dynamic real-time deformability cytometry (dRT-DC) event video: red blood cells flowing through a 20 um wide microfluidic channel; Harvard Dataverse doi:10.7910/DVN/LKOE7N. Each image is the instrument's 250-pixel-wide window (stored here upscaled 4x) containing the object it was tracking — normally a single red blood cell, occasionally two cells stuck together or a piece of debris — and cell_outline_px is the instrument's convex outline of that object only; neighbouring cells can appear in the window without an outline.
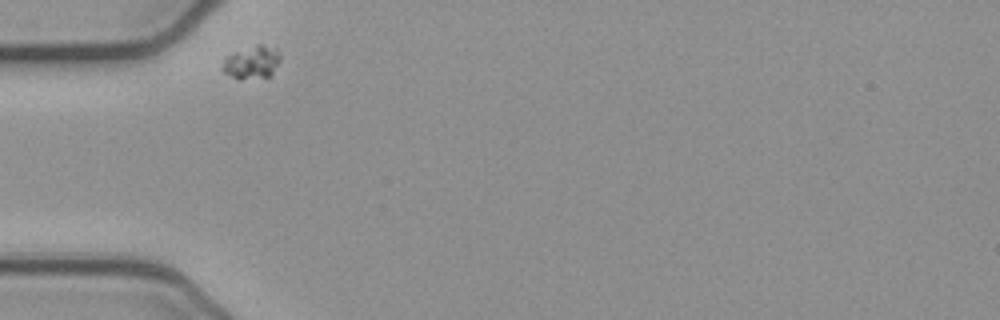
{"species": "common noctule bat (a hibernating species)", "species_latin": "Nyctalus noctula", "temperature_condition": "cold", "stored_images_in_passage": 31, "camera_frame_rate_fps": 3000, "um_per_image_px": 0.085, "animal": {"sex": "female", "body_mass_g": 21.9}, "frame": {"image": 1, "passage_image": 1, "time_ms": 0.0, "image_size_px": [1000, 320], "cell_outline_px": [[280, 60], [272, 72], [268, 76], [240, 80], [224, 72], [220, 68], [224, 56], [256, 44], [260, 44], [276, 48], [280, 56]], "centroid_in_image_um": [21.36, 5.29], "position_along_channel_um": 63.6, "area_um2": 11.1}}
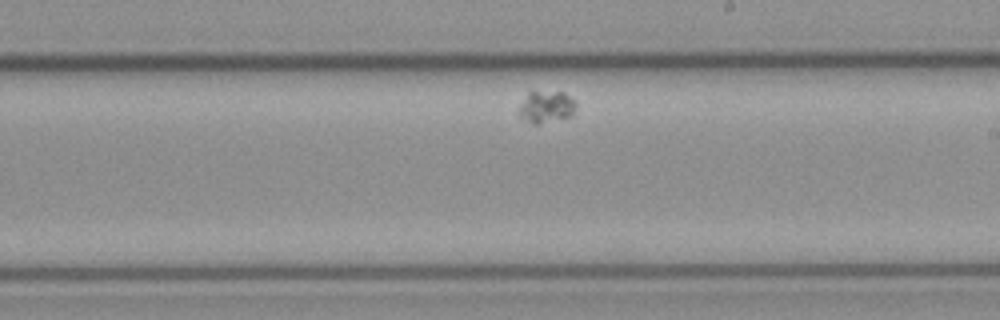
{"frame": {"image": 2, "passage_image": 18, "time_ms": 5.667, "image_size_px": [1000, 320], "cell_outline_px": [[576, 104], [572, 116], [540, 124], [532, 124], [520, 116], [516, 112], [520, 104], [528, 92], [564, 92], [576, 100]], "centroid_in_image_um": [46.43, 9.09], "position_along_channel_um": 242.6, "area_um2": 10.75}}
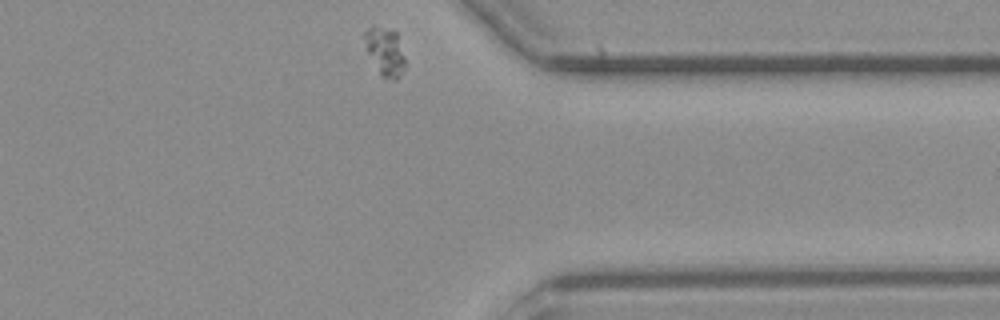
{"frame": {"image": 3, "passage_image": 31, "time_ms": 10.0, "image_size_px": [1000, 320], "cell_outline_px": [[404, 68], [400, 76], [396, 80], [380, 76], [364, 48], [364, 32], [368, 28], [380, 28], [396, 32], [404, 56]], "centroid_in_image_um": [32.7, 4.43], "position_along_channel_um": 378.7, "area_um2": 11.21}}